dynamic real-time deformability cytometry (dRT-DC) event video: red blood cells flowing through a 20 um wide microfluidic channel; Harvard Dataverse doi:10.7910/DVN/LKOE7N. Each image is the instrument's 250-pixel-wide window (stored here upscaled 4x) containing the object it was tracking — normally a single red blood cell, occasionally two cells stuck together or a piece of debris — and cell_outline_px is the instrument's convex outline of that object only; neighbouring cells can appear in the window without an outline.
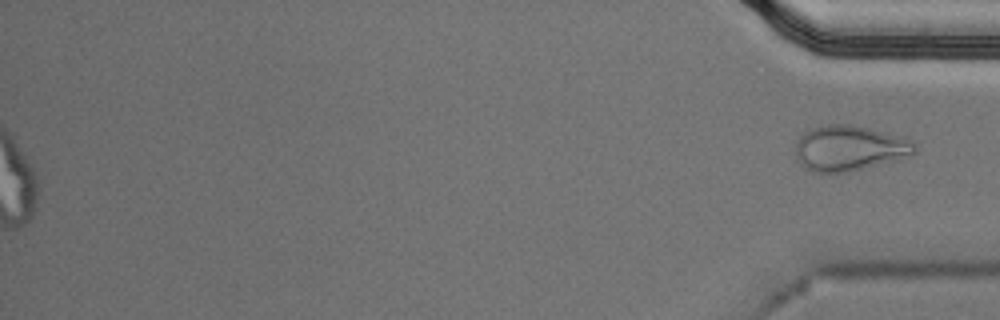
{"species": "Egyptian fruit bat (a non-hibernating species)", "species_latin": "Rousettus aegyptiacus", "temperature_condition": "cold", "stored_images_in_passage": 56, "segment_of_instrument_passage": [3, 3], "camera_frame_rate_fps": 3000, "um_per_image_px": 0.085, "animal": {"sex": "male"}, "frame": {"image": 1, "passage_image": 56, "time_ms": 18.333, "image_size_px": [1000, 320], "cell_outline_px": [[916, 152], [912, 156], [900, 160], [848, 172], [812, 172], [804, 168], [800, 164], [796, 156], [796, 140], [804, 132], [812, 128], [824, 124], [856, 124], [904, 136], [912, 140], [916, 144]], "centroid_in_image_um": [72.26, 12.58], "position_along_channel_um": 362.9, "area_um2": 32.37}}